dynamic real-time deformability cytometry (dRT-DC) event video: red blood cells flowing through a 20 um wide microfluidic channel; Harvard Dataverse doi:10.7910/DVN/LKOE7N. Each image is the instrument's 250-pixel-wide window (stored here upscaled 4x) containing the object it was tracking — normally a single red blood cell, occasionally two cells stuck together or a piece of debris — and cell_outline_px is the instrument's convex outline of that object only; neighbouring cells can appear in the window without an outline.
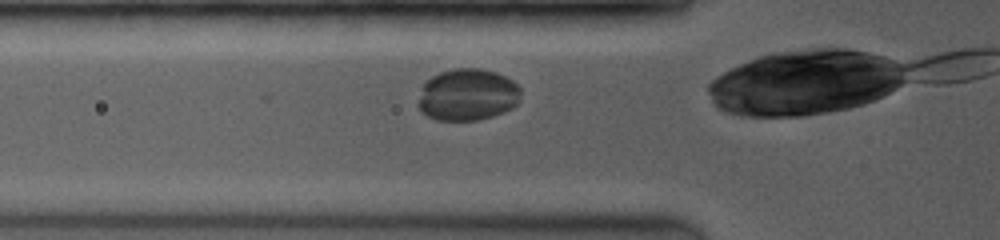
{"species": "common noctule bat (a hibernating species)", "species_latin": "Nyctalus noctula", "temperature_condition": "room temperature", "stored_images_in_passage": 9, "camera_frame_rate_fps": 3500, "um_per_image_px": 0.085, "animal": {"sex": "female", "body_mass_g": 19.0, "forearm_length_mm": 53.3}, "frame": {"image": 1, "passage_image": 3, "time_ms": 0.857, "image_size_px": [1000, 240], "cell_outline_px": [[520, 100], [512, 108], [504, 112], [480, 120], [436, 120], [428, 116], [420, 108], [420, 100], [424, 80], [440, 72], [452, 68], [480, 68], [496, 72], [512, 80], [520, 88]], "centroid_in_image_um": [39.77, 8.04], "position_along_channel_um": 86.0, "area_um2": 30.98}}
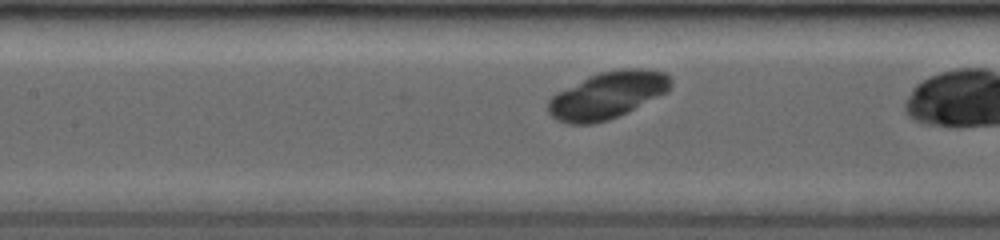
{"frame": {"image": 2, "passage_image": 7, "time_ms": 2.571, "image_size_px": [1000, 240], "cell_outline_px": [[672, 84], [664, 92], [628, 112], [620, 116], [608, 120], [592, 124], [568, 124], [556, 120], [548, 112], [548, 100], [556, 92], [588, 76], [600, 72], [620, 68], [644, 68], [664, 72], [672, 80]], "centroid_in_image_um": [51.59, 8.09], "position_along_channel_um": 155.8, "area_um2": 33.52}}